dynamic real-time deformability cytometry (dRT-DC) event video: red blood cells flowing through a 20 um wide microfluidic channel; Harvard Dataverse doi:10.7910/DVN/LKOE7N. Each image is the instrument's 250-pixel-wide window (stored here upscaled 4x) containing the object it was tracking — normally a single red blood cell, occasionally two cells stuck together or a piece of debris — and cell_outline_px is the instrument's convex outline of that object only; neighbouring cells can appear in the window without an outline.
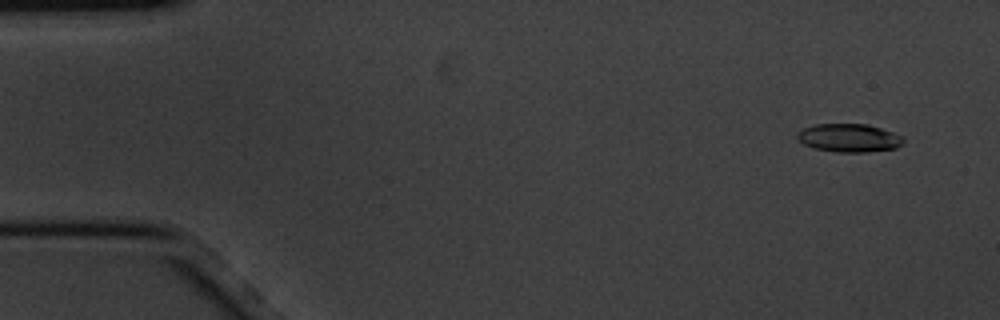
{"species": "common noctule bat (a hibernating species)", "species_latin": "Nyctalus noctula", "temperature_condition": "cold", "stored_images_in_passage": 5, "camera_frame_rate_fps": 3000, "um_per_image_px": 0.085, "animal": {"sex": "male", "body_mass_g": 20.1, "forearm_length_mm": 53.5}, "frame": {"image": 1, "passage_image": 1, "time_ms": 0.0, "image_size_px": [1000, 320], "cell_outline_px": [[904, 140], [896, 148], [868, 152], [836, 152], [816, 148], [804, 144], [796, 136], [804, 128], [816, 124], [868, 124], [892, 132], [900, 136]], "centroid_in_image_um": [72.18, 11.72], "position_along_channel_um": 12.8, "area_um2": 17.17}}
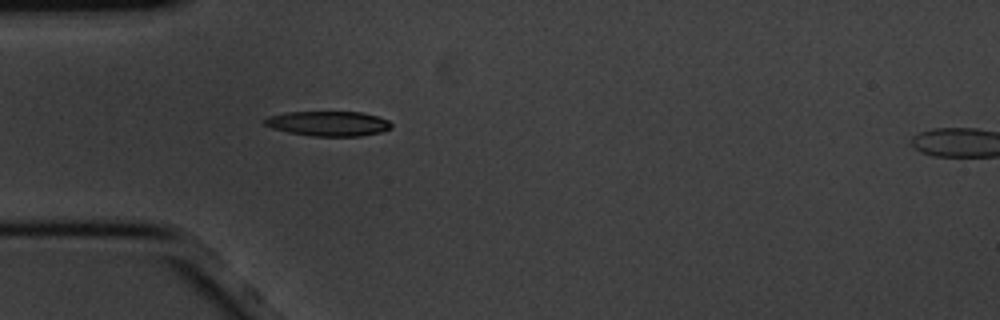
{"frame": {"image": 2, "passage_image": 4, "time_ms": 1.0, "image_size_px": [1000, 320], "cell_outline_px": [[392, 128], [380, 132], [360, 136], [312, 136], [288, 132], [272, 128], [264, 124], [260, 120], [268, 116], [284, 112], [360, 112], [376, 116], [388, 120], [392, 124]], "centroid_in_image_um": [27.86, 10.5], "position_along_channel_um": 57.1, "area_um2": 18.44}}